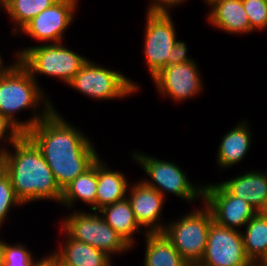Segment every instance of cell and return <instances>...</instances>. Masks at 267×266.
Listing matches in <instances>:
<instances>
[{
  "label": "cell",
  "instance_id": "obj_9",
  "mask_svg": "<svg viewBox=\"0 0 267 266\" xmlns=\"http://www.w3.org/2000/svg\"><path fill=\"white\" fill-rule=\"evenodd\" d=\"M144 55L151 77L169 65V52L177 41L170 11H146Z\"/></svg>",
  "mask_w": 267,
  "mask_h": 266
},
{
  "label": "cell",
  "instance_id": "obj_5",
  "mask_svg": "<svg viewBox=\"0 0 267 266\" xmlns=\"http://www.w3.org/2000/svg\"><path fill=\"white\" fill-rule=\"evenodd\" d=\"M203 205V208L166 225L163 231L187 263H199L205 254L208 232L214 219L210 209Z\"/></svg>",
  "mask_w": 267,
  "mask_h": 266
},
{
  "label": "cell",
  "instance_id": "obj_31",
  "mask_svg": "<svg viewBox=\"0 0 267 266\" xmlns=\"http://www.w3.org/2000/svg\"><path fill=\"white\" fill-rule=\"evenodd\" d=\"M33 266H56V258L49 254L47 257L37 260Z\"/></svg>",
  "mask_w": 267,
  "mask_h": 266
},
{
  "label": "cell",
  "instance_id": "obj_7",
  "mask_svg": "<svg viewBox=\"0 0 267 266\" xmlns=\"http://www.w3.org/2000/svg\"><path fill=\"white\" fill-rule=\"evenodd\" d=\"M67 85L99 101L122 99L140 89L139 85L124 76L121 71L104 68L89 59Z\"/></svg>",
  "mask_w": 267,
  "mask_h": 266
},
{
  "label": "cell",
  "instance_id": "obj_8",
  "mask_svg": "<svg viewBox=\"0 0 267 266\" xmlns=\"http://www.w3.org/2000/svg\"><path fill=\"white\" fill-rule=\"evenodd\" d=\"M132 158L143 168L145 174L150 176L143 181L147 186L157 190L164 198L165 192L172 193L188 202L203 199V186L190 182L187 175L176 163L160 160L144 153L135 151ZM193 184V185H192Z\"/></svg>",
  "mask_w": 267,
  "mask_h": 266
},
{
  "label": "cell",
  "instance_id": "obj_15",
  "mask_svg": "<svg viewBox=\"0 0 267 266\" xmlns=\"http://www.w3.org/2000/svg\"><path fill=\"white\" fill-rule=\"evenodd\" d=\"M207 4L212 7L207 20L214 28L236 35L254 32L242 0H209Z\"/></svg>",
  "mask_w": 267,
  "mask_h": 266
},
{
  "label": "cell",
  "instance_id": "obj_30",
  "mask_svg": "<svg viewBox=\"0 0 267 266\" xmlns=\"http://www.w3.org/2000/svg\"><path fill=\"white\" fill-rule=\"evenodd\" d=\"M151 3L147 8V11L157 12V11H169L170 8L176 7L186 0H150Z\"/></svg>",
  "mask_w": 267,
  "mask_h": 266
},
{
  "label": "cell",
  "instance_id": "obj_18",
  "mask_svg": "<svg viewBox=\"0 0 267 266\" xmlns=\"http://www.w3.org/2000/svg\"><path fill=\"white\" fill-rule=\"evenodd\" d=\"M249 127L246 120H243L221 139L217 152L220 169H227L239 163L247 155L252 142Z\"/></svg>",
  "mask_w": 267,
  "mask_h": 266
},
{
  "label": "cell",
  "instance_id": "obj_19",
  "mask_svg": "<svg viewBox=\"0 0 267 266\" xmlns=\"http://www.w3.org/2000/svg\"><path fill=\"white\" fill-rule=\"evenodd\" d=\"M127 180L125 175L120 171L110 170L107 162H102V159L99 157L96 211L106 205L126 199L129 188V182Z\"/></svg>",
  "mask_w": 267,
  "mask_h": 266
},
{
  "label": "cell",
  "instance_id": "obj_11",
  "mask_svg": "<svg viewBox=\"0 0 267 266\" xmlns=\"http://www.w3.org/2000/svg\"><path fill=\"white\" fill-rule=\"evenodd\" d=\"M249 262L240 230L229 229L213 221L200 263L204 266H247Z\"/></svg>",
  "mask_w": 267,
  "mask_h": 266
},
{
  "label": "cell",
  "instance_id": "obj_27",
  "mask_svg": "<svg viewBox=\"0 0 267 266\" xmlns=\"http://www.w3.org/2000/svg\"><path fill=\"white\" fill-rule=\"evenodd\" d=\"M253 31L267 28V0H242Z\"/></svg>",
  "mask_w": 267,
  "mask_h": 266
},
{
  "label": "cell",
  "instance_id": "obj_12",
  "mask_svg": "<svg viewBox=\"0 0 267 266\" xmlns=\"http://www.w3.org/2000/svg\"><path fill=\"white\" fill-rule=\"evenodd\" d=\"M77 0H58L31 19L21 30L34 40L62 43L65 30L72 25Z\"/></svg>",
  "mask_w": 267,
  "mask_h": 266
},
{
  "label": "cell",
  "instance_id": "obj_26",
  "mask_svg": "<svg viewBox=\"0 0 267 266\" xmlns=\"http://www.w3.org/2000/svg\"><path fill=\"white\" fill-rule=\"evenodd\" d=\"M22 244L10 245L3 241V256L1 266H33L37 261Z\"/></svg>",
  "mask_w": 267,
  "mask_h": 266
},
{
  "label": "cell",
  "instance_id": "obj_33",
  "mask_svg": "<svg viewBox=\"0 0 267 266\" xmlns=\"http://www.w3.org/2000/svg\"><path fill=\"white\" fill-rule=\"evenodd\" d=\"M14 0H0V9L2 8L6 9Z\"/></svg>",
  "mask_w": 267,
  "mask_h": 266
},
{
  "label": "cell",
  "instance_id": "obj_22",
  "mask_svg": "<svg viewBox=\"0 0 267 266\" xmlns=\"http://www.w3.org/2000/svg\"><path fill=\"white\" fill-rule=\"evenodd\" d=\"M102 213V218L120 236H122L131 246L135 244L133 235L137 232L141 234V226L135 218L128 199L106 205L98 210Z\"/></svg>",
  "mask_w": 267,
  "mask_h": 266
},
{
  "label": "cell",
  "instance_id": "obj_29",
  "mask_svg": "<svg viewBox=\"0 0 267 266\" xmlns=\"http://www.w3.org/2000/svg\"><path fill=\"white\" fill-rule=\"evenodd\" d=\"M188 48L184 41L177 40L169 52V65L194 61L187 55Z\"/></svg>",
  "mask_w": 267,
  "mask_h": 266
},
{
  "label": "cell",
  "instance_id": "obj_37",
  "mask_svg": "<svg viewBox=\"0 0 267 266\" xmlns=\"http://www.w3.org/2000/svg\"><path fill=\"white\" fill-rule=\"evenodd\" d=\"M187 266H204V265L199 262V263H188Z\"/></svg>",
  "mask_w": 267,
  "mask_h": 266
},
{
  "label": "cell",
  "instance_id": "obj_39",
  "mask_svg": "<svg viewBox=\"0 0 267 266\" xmlns=\"http://www.w3.org/2000/svg\"><path fill=\"white\" fill-rule=\"evenodd\" d=\"M263 213L267 215V207L265 208V210L263 211Z\"/></svg>",
  "mask_w": 267,
  "mask_h": 266
},
{
  "label": "cell",
  "instance_id": "obj_34",
  "mask_svg": "<svg viewBox=\"0 0 267 266\" xmlns=\"http://www.w3.org/2000/svg\"><path fill=\"white\" fill-rule=\"evenodd\" d=\"M247 266H265L260 261H250Z\"/></svg>",
  "mask_w": 267,
  "mask_h": 266
},
{
  "label": "cell",
  "instance_id": "obj_28",
  "mask_svg": "<svg viewBox=\"0 0 267 266\" xmlns=\"http://www.w3.org/2000/svg\"><path fill=\"white\" fill-rule=\"evenodd\" d=\"M9 131V132H8ZM24 133L13 123L11 122L6 116H3L0 113V143L3 140H7L12 145L15 143ZM1 145V144H0ZM7 148L4 146H0V153H3Z\"/></svg>",
  "mask_w": 267,
  "mask_h": 266
},
{
  "label": "cell",
  "instance_id": "obj_2",
  "mask_svg": "<svg viewBox=\"0 0 267 266\" xmlns=\"http://www.w3.org/2000/svg\"><path fill=\"white\" fill-rule=\"evenodd\" d=\"M12 147L14 152L6 149L1 153V167L22 204L39 200L60 203L62 189L36 144L24 133Z\"/></svg>",
  "mask_w": 267,
  "mask_h": 266
},
{
  "label": "cell",
  "instance_id": "obj_24",
  "mask_svg": "<svg viewBox=\"0 0 267 266\" xmlns=\"http://www.w3.org/2000/svg\"><path fill=\"white\" fill-rule=\"evenodd\" d=\"M58 0H14L6 9L13 20V31L18 33L31 19L37 16L40 12L52 6Z\"/></svg>",
  "mask_w": 267,
  "mask_h": 266
},
{
  "label": "cell",
  "instance_id": "obj_6",
  "mask_svg": "<svg viewBox=\"0 0 267 266\" xmlns=\"http://www.w3.org/2000/svg\"><path fill=\"white\" fill-rule=\"evenodd\" d=\"M93 212L70 213L62 220V229L74 240L87 243L110 257L131 250L133 246L110 227L98 211Z\"/></svg>",
  "mask_w": 267,
  "mask_h": 266
},
{
  "label": "cell",
  "instance_id": "obj_38",
  "mask_svg": "<svg viewBox=\"0 0 267 266\" xmlns=\"http://www.w3.org/2000/svg\"><path fill=\"white\" fill-rule=\"evenodd\" d=\"M56 266H64V265L60 264L56 259Z\"/></svg>",
  "mask_w": 267,
  "mask_h": 266
},
{
  "label": "cell",
  "instance_id": "obj_3",
  "mask_svg": "<svg viewBox=\"0 0 267 266\" xmlns=\"http://www.w3.org/2000/svg\"><path fill=\"white\" fill-rule=\"evenodd\" d=\"M40 87L19 61L7 73L0 76V113L23 133L44 119L53 109L50 100L47 99L48 97L44 95ZM39 103L43 105L41 114L36 111L40 106ZM27 108L35 112L32 113V117L26 121L17 120L15 114Z\"/></svg>",
  "mask_w": 267,
  "mask_h": 266
},
{
  "label": "cell",
  "instance_id": "obj_1",
  "mask_svg": "<svg viewBox=\"0 0 267 266\" xmlns=\"http://www.w3.org/2000/svg\"><path fill=\"white\" fill-rule=\"evenodd\" d=\"M54 109L25 134L40 149L57 184L63 190L100 156L91 140Z\"/></svg>",
  "mask_w": 267,
  "mask_h": 266
},
{
  "label": "cell",
  "instance_id": "obj_17",
  "mask_svg": "<svg viewBox=\"0 0 267 266\" xmlns=\"http://www.w3.org/2000/svg\"><path fill=\"white\" fill-rule=\"evenodd\" d=\"M65 233V242L51 254L64 266H112L110 256L93 246L79 242Z\"/></svg>",
  "mask_w": 267,
  "mask_h": 266
},
{
  "label": "cell",
  "instance_id": "obj_35",
  "mask_svg": "<svg viewBox=\"0 0 267 266\" xmlns=\"http://www.w3.org/2000/svg\"><path fill=\"white\" fill-rule=\"evenodd\" d=\"M2 256H3V240H0V266L2 265Z\"/></svg>",
  "mask_w": 267,
  "mask_h": 266
},
{
  "label": "cell",
  "instance_id": "obj_36",
  "mask_svg": "<svg viewBox=\"0 0 267 266\" xmlns=\"http://www.w3.org/2000/svg\"><path fill=\"white\" fill-rule=\"evenodd\" d=\"M263 265L267 266V251L259 260Z\"/></svg>",
  "mask_w": 267,
  "mask_h": 266
},
{
  "label": "cell",
  "instance_id": "obj_4",
  "mask_svg": "<svg viewBox=\"0 0 267 266\" xmlns=\"http://www.w3.org/2000/svg\"><path fill=\"white\" fill-rule=\"evenodd\" d=\"M19 62L37 81V75H47L61 79L68 84L82 65L88 60L65 47L62 43H48L19 50Z\"/></svg>",
  "mask_w": 267,
  "mask_h": 266
},
{
  "label": "cell",
  "instance_id": "obj_21",
  "mask_svg": "<svg viewBox=\"0 0 267 266\" xmlns=\"http://www.w3.org/2000/svg\"><path fill=\"white\" fill-rule=\"evenodd\" d=\"M146 241L144 266H187L163 232H142Z\"/></svg>",
  "mask_w": 267,
  "mask_h": 266
},
{
  "label": "cell",
  "instance_id": "obj_14",
  "mask_svg": "<svg viewBox=\"0 0 267 266\" xmlns=\"http://www.w3.org/2000/svg\"><path fill=\"white\" fill-rule=\"evenodd\" d=\"M129 188L126 198L130 202L139 225L148 228L146 230L148 233L163 232L167 223H162L160 215L162 214L165 198L143 181L129 185Z\"/></svg>",
  "mask_w": 267,
  "mask_h": 266
},
{
  "label": "cell",
  "instance_id": "obj_25",
  "mask_svg": "<svg viewBox=\"0 0 267 266\" xmlns=\"http://www.w3.org/2000/svg\"><path fill=\"white\" fill-rule=\"evenodd\" d=\"M20 205L23 206L15 194L9 175L0 167V229L11 208Z\"/></svg>",
  "mask_w": 267,
  "mask_h": 266
},
{
  "label": "cell",
  "instance_id": "obj_13",
  "mask_svg": "<svg viewBox=\"0 0 267 266\" xmlns=\"http://www.w3.org/2000/svg\"><path fill=\"white\" fill-rule=\"evenodd\" d=\"M196 64L194 60L162 68L152 77L160 95L168 96L179 103L200 94L203 83Z\"/></svg>",
  "mask_w": 267,
  "mask_h": 266
},
{
  "label": "cell",
  "instance_id": "obj_16",
  "mask_svg": "<svg viewBox=\"0 0 267 266\" xmlns=\"http://www.w3.org/2000/svg\"><path fill=\"white\" fill-rule=\"evenodd\" d=\"M221 184L233 195L251 204L257 212L267 207V173L245 172Z\"/></svg>",
  "mask_w": 267,
  "mask_h": 266
},
{
  "label": "cell",
  "instance_id": "obj_32",
  "mask_svg": "<svg viewBox=\"0 0 267 266\" xmlns=\"http://www.w3.org/2000/svg\"><path fill=\"white\" fill-rule=\"evenodd\" d=\"M1 56L2 55H0V76L7 73L19 61V57H16V61H14V63H12V65L10 64V65L6 66V64L3 63V59Z\"/></svg>",
  "mask_w": 267,
  "mask_h": 266
},
{
  "label": "cell",
  "instance_id": "obj_23",
  "mask_svg": "<svg viewBox=\"0 0 267 266\" xmlns=\"http://www.w3.org/2000/svg\"><path fill=\"white\" fill-rule=\"evenodd\" d=\"M241 231L244 249L250 261H259L267 251V215L257 212Z\"/></svg>",
  "mask_w": 267,
  "mask_h": 266
},
{
  "label": "cell",
  "instance_id": "obj_20",
  "mask_svg": "<svg viewBox=\"0 0 267 266\" xmlns=\"http://www.w3.org/2000/svg\"><path fill=\"white\" fill-rule=\"evenodd\" d=\"M98 186V160L84 173L71 181L62 190L60 204L69 209L78 200L91 205V211H96V193Z\"/></svg>",
  "mask_w": 267,
  "mask_h": 266
},
{
  "label": "cell",
  "instance_id": "obj_10",
  "mask_svg": "<svg viewBox=\"0 0 267 266\" xmlns=\"http://www.w3.org/2000/svg\"><path fill=\"white\" fill-rule=\"evenodd\" d=\"M202 201L218 225L233 230L245 226L257 213L251 204L233 196L220 182L203 186Z\"/></svg>",
  "mask_w": 267,
  "mask_h": 266
}]
</instances>
